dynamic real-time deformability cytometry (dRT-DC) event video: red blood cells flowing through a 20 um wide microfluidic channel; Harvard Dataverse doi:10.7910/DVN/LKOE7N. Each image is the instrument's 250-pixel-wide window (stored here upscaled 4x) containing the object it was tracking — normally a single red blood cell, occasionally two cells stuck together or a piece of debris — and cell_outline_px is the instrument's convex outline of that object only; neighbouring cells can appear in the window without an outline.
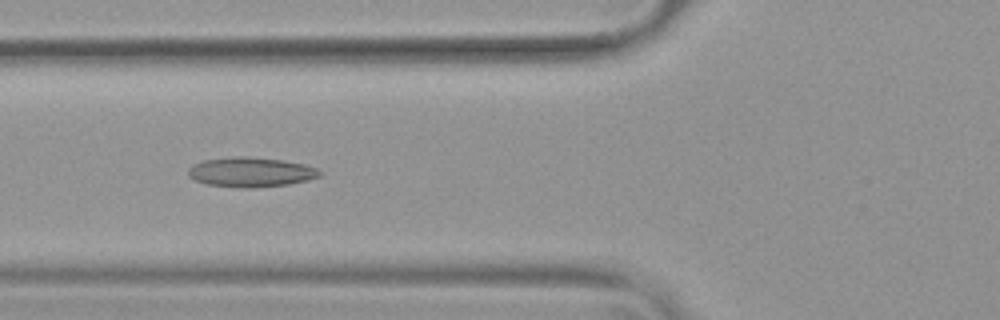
{"species": "common noctule bat (a hibernating species)", "species_latin": "Nyctalus noctula", "temperature_condition": "warm", "stored_images_in_passage": 54, "camera_frame_rate_fps": 3000, "um_per_image_px": 0.085, "animal": {"sex": "female", "body_mass_g": 19.9}, "frame": {"image": 1, "passage_image": 21, "time_ms": 6.667, "image_size_px": [1000, 320], "cell_outline_px": [[324, 172], [320, 176], [308, 180], [288, 184], [252, 188], [244, 188], [208, 184], [196, 180], [188, 176], [188, 168], [192, 164], [204, 160], [232, 156], [248, 156], [284, 160], [304, 164], [316, 168]], "centroid_in_image_um": [21.33, 14.62], "position_along_channel_um": 104.5, "area_um2": 22.89}}
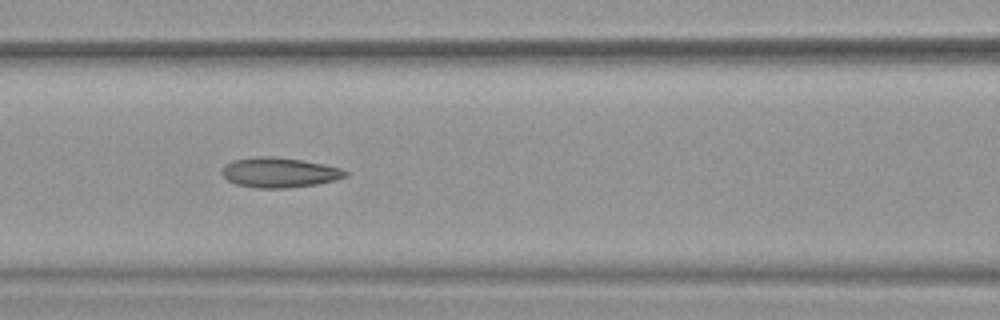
{"frame": {"image": 2, "passage_image": 24, "time_ms": 7.667, "image_size_px": [1000, 320], "cell_outline_px": [[348, 176], [336, 180], [316, 184], [288, 188], [256, 188], [236, 184], [228, 180], [220, 172], [224, 164], [232, 160], [256, 156], [272, 156], [300, 160], [340, 168], [348, 172]], "centroid_in_image_um": [23.7, 14.66], "position_along_channel_um": 142.9, "area_um2": 21.56}}
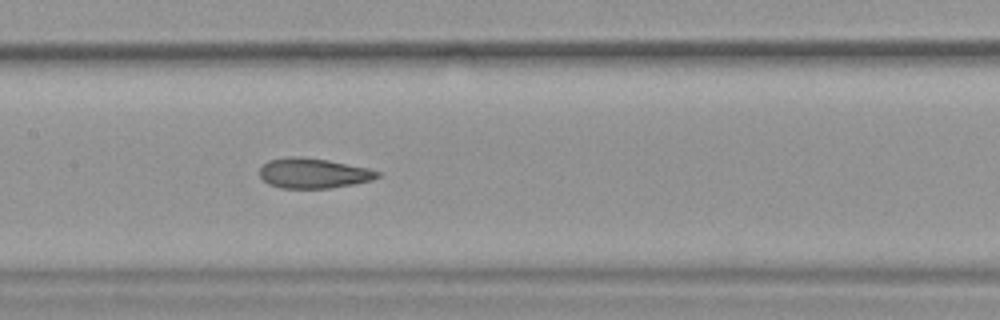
{"frame": {"image": 3, "passage_image": 27, "time_ms": 8.667, "image_size_px": [1000, 320], "cell_outline_px": [[380, 176], [372, 180], [352, 184], [328, 188], [280, 188], [268, 184], [260, 176], [260, 168], [268, 160], [288, 156], [300, 156], [328, 160], [368, 168], [380, 172]], "centroid_in_image_um": [26.61, 14.71], "position_along_channel_um": 180.8, "area_um2": 20.63}, "authors_computed_cell_mechanics": {"area_um2": 22.3686, "velocity_mm_per_s": 3.8029, "shape_relaxation_time_tau1_ms": null, "shape_relaxation_time_tau2_ms": 1.6474, "deformation_change_tau1": null, "deformation_change_tau2": 0.0978}}